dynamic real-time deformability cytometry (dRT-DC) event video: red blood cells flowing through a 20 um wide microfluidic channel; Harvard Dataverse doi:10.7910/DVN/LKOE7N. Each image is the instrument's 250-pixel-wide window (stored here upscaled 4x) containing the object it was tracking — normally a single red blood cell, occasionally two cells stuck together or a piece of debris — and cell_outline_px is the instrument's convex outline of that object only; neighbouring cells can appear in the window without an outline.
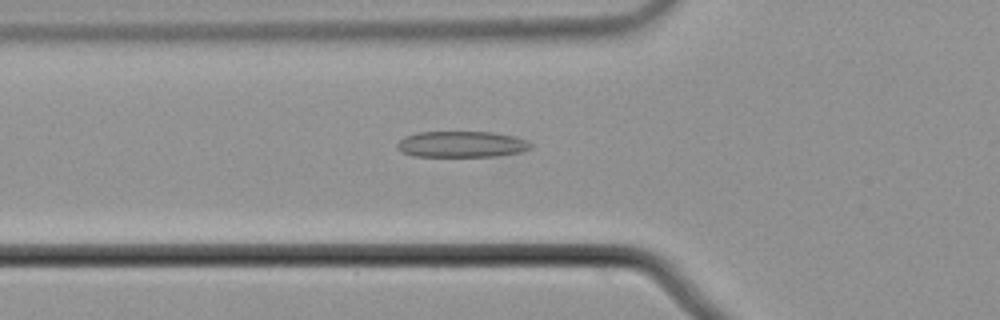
{"species": "common noctule bat (a hibernating species)", "species_latin": "Nyctalus noctula", "temperature_condition": "cold", "stored_images_in_passage": 3, "camera_frame_rate_fps": 3000, "um_per_image_px": 0.085, "animal": {"sex": "male", "body_mass_g": 21.5, "forearm_length_mm": 52.0}, "frame": {"image": 1, "passage_image": 2, "time_ms": 0.333, "image_size_px": [1000, 320], "cell_outline_px": [[532, 148], [520, 152], [500, 156], [412, 156], [400, 152], [396, 148], [396, 144], [404, 136], [416, 132], [492, 132], [512, 136], [528, 140], [532, 144]], "centroid_in_image_um": [39.21, 12.26], "position_along_channel_um": 86.6, "area_um2": 20.52}}